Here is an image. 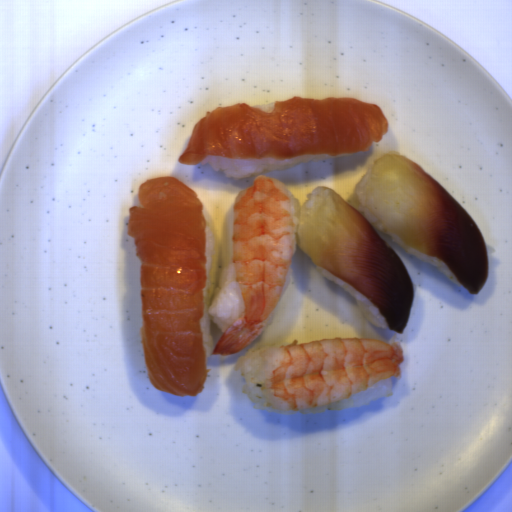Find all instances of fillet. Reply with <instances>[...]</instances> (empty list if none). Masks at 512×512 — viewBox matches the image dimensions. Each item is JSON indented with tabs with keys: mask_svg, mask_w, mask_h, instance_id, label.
I'll use <instances>...</instances> for the list:
<instances>
[{
	"mask_svg": "<svg viewBox=\"0 0 512 512\" xmlns=\"http://www.w3.org/2000/svg\"><path fill=\"white\" fill-rule=\"evenodd\" d=\"M127 234L139 258L141 346L149 382L195 397L207 378L200 320L208 276L204 205L175 176L138 185Z\"/></svg>",
	"mask_w": 512,
	"mask_h": 512,
	"instance_id": "fillet-1",
	"label": "fillet"
},
{
	"mask_svg": "<svg viewBox=\"0 0 512 512\" xmlns=\"http://www.w3.org/2000/svg\"><path fill=\"white\" fill-rule=\"evenodd\" d=\"M378 104L347 97L276 102L270 111L234 103L206 112L191 130L181 165L209 156L279 160L303 155L335 158L369 152L389 133Z\"/></svg>",
	"mask_w": 512,
	"mask_h": 512,
	"instance_id": "fillet-2",
	"label": "fillet"
},
{
	"mask_svg": "<svg viewBox=\"0 0 512 512\" xmlns=\"http://www.w3.org/2000/svg\"><path fill=\"white\" fill-rule=\"evenodd\" d=\"M366 207L403 244L441 260L471 295L487 281V248L471 216L430 174L405 155L385 153L364 188Z\"/></svg>",
	"mask_w": 512,
	"mask_h": 512,
	"instance_id": "fillet-3",
	"label": "fillet"
},
{
	"mask_svg": "<svg viewBox=\"0 0 512 512\" xmlns=\"http://www.w3.org/2000/svg\"><path fill=\"white\" fill-rule=\"evenodd\" d=\"M301 210L296 243L317 266L370 299L388 329L403 333L413 305L412 278L372 224L328 187Z\"/></svg>",
	"mask_w": 512,
	"mask_h": 512,
	"instance_id": "fillet-4",
	"label": "fillet"
}]
</instances>
